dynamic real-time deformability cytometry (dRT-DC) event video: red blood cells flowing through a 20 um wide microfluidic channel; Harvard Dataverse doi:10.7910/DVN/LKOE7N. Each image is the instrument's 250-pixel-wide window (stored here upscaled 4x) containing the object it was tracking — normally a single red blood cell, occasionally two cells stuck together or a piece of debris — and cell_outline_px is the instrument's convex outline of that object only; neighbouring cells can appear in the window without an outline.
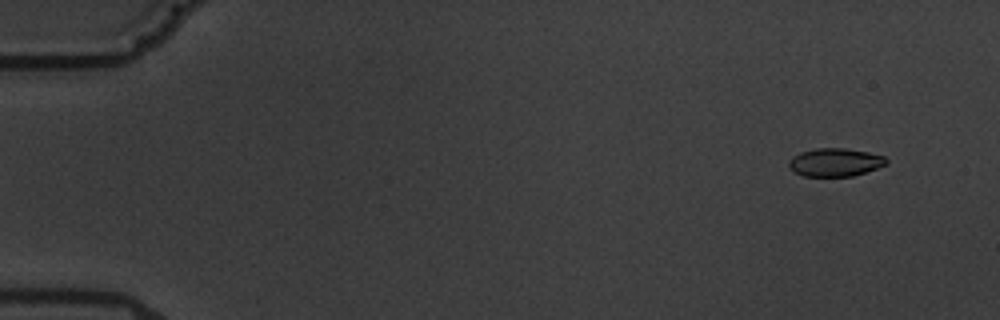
{"species": "common noctule bat (a hibernating species)", "species_latin": "Nyctalus noctula", "temperature_condition": "warm", "stored_images_in_passage": 4, "camera_frame_rate_fps": 3000, "um_per_image_px": 0.085, "animal": {"sex": "male", "body_mass_g": 19.5, "forearm_length_mm": 54.6}, "frame": {"image": 1, "passage_image": 1, "time_ms": 0.0, "image_size_px": [1000, 320], "cell_outline_px": [[888, 164], [852, 176], [804, 176], [796, 172], [788, 164], [788, 160], [792, 156], [800, 152], [816, 148], [844, 148], [868, 152], [884, 156], [888, 160]], "centroid_in_image_um": [70.99, 13.78], "position_along_channel_um": 14.0, "area_um2": 15.9}}
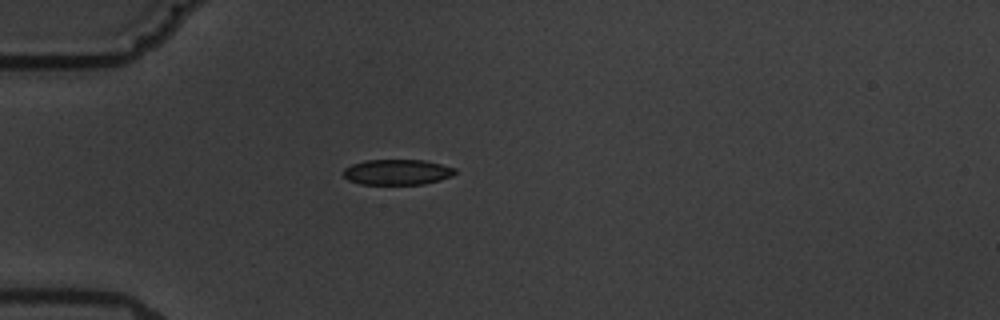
{"frame": {"image": 2, "passage_image": 4, "time_ms": 4.333, "image_size_px": [1000, 320], "cell_outline_px": [[456, 172], [452, 176], [440, 180], [424, 184], [360, 184], [348, 180], [344, 176], [344, 168], [352, 164], [364, 160], [424, 160], [456, 168]], "centroid_in_image_um": [33.76, 14.63], "position_along_channel_um": 51.2, "area_um2": 16.59}}